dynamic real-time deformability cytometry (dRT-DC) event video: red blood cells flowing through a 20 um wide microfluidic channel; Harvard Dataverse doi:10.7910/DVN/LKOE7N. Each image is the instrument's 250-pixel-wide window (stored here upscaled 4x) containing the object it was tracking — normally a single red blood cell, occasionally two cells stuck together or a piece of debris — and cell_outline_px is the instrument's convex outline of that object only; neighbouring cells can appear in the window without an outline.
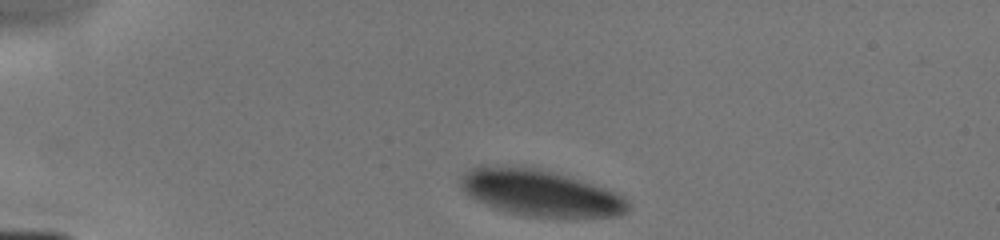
{"species": "human", "species_latin": "Homo sapiens", "temperature_condition": "cold", "stored_images_in_passage": 3, "camera_frame_rate_fps": 3000, "um_per_image_px": 0.085, "donor": {"sex": "male"}, "frame": {"image": 1, "passage_image": 1, "time_ms": 0.0, "image_size_px": [1000, 240], "cell_outline_px": [[632, 208], [628, 212], [620, 216], [524, 216], [504, 212], [484, 204], [476, 200], [460, 184], [460, 176], [464, 172], [480, 164], [536, 168], [564, 176], [604, 188], [616, 192], [624, 196], [628, 200]], "centroid_in_image_um": [45.91, 16.4], "position_along_channel_um": 39.1, "area_um2": 44.8}}